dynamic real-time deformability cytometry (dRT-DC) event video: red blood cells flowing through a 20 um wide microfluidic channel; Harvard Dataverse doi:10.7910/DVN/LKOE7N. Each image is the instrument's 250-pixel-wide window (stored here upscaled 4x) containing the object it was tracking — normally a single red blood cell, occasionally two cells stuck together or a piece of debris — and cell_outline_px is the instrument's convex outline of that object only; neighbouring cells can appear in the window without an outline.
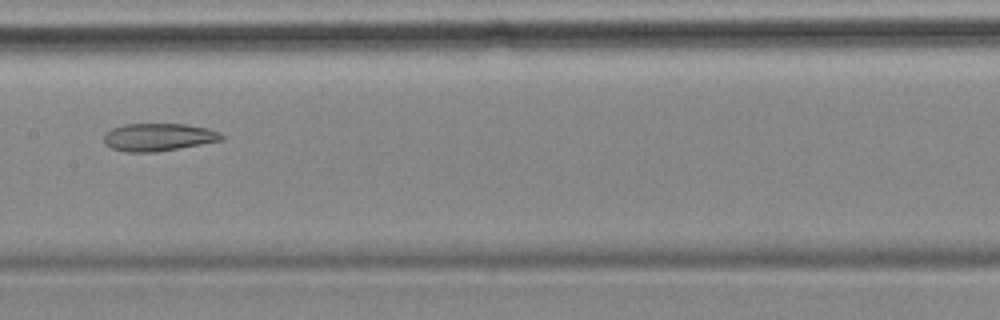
{"species": "common noctule bat (a hibernating species)", "species_latin": "Nyctalus noctula", "temperature_condition": "cold", "stored_images_in_passage": 9, "camera_frame_rate_fps": 3000, "um_per_image_px": 0.085, "animal": {"sex": "female", "body_mass_g": 18.4}, "frame": {"image": 1, "passage_image": 4, "time_ms": 3.333, "image_size_px": [1000, 320], "cell_outline_px": [[224, 140], [180, 148], [156, 152], [124, 152], [112, 148], [104, 144], [104, 132], [112, 128], [124, 124], [184, 124], [208, 128], [220, 132], [224, 136]], "centroid_in_image_um": [13.46, 11.66], "position_along_channel_um": 193.9, "area_um2": 19.19}}
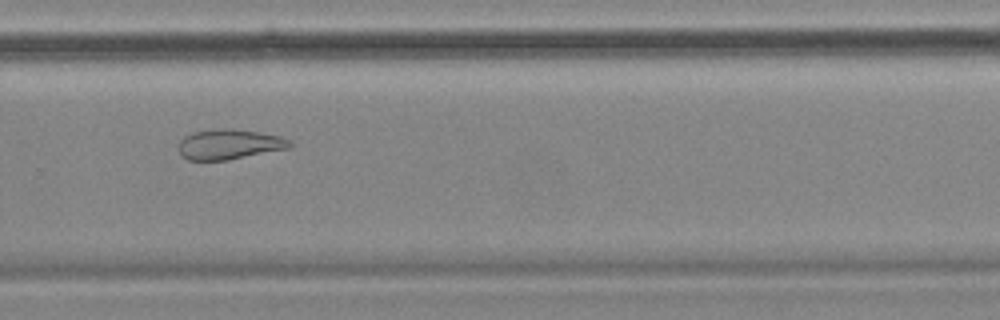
{"frame": {"image": 2, "passage_image": 7, "time_ms": 6.667, "image_size_px": [1000, 320], "cell_outline_px": [[292, 144], [288, 148], [228, 160], [188, 160], [180, 156], [176, 148], [180, 140], [184, 136], [192, 132], [212, 128], [224, 128], [260, 132], [280, 136], [288, 140]], "centroid_in_image_um": [19.39, 12.26], "position_along_channel_um": 310.4, "area_um2": 19.71}}
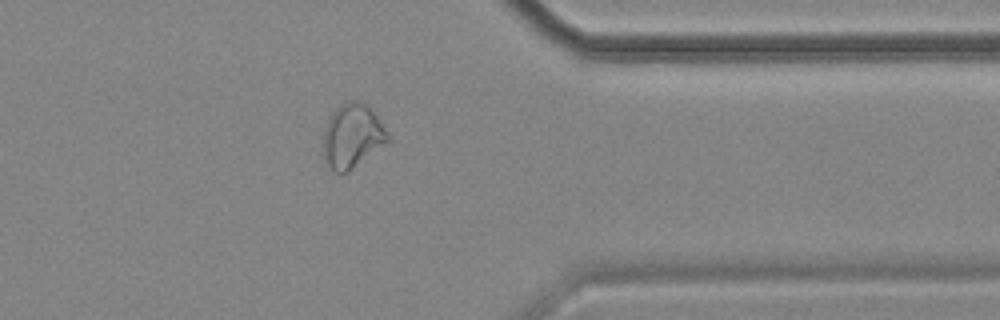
{"frame": {"image": 3, "passage_image": 9, "time_ms": 9.0, "image_size_px": [1000, 320], "cell_outline_px": [[388, 140], [348, 172], [332, 172], [324, 160], [324, 128], [332, 112], [340, 104], [348, 100], [360, 100], [368, 104], [372, 108], [388, 132]], "centroid_in_image_um": [29.92, 11.51], "position_along_channel_um": 381.5, "area_um2": 23.99}}